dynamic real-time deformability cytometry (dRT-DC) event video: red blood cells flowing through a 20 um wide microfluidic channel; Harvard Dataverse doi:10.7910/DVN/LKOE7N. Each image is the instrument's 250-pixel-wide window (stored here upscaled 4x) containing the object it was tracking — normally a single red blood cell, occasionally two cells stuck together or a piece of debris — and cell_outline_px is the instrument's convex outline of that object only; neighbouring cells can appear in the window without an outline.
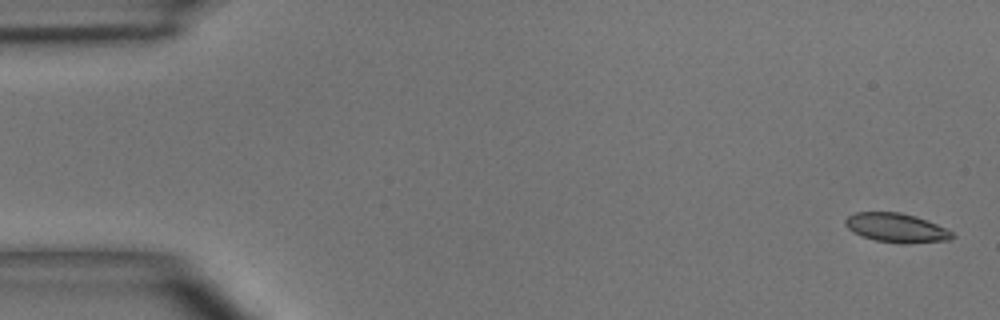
{"species": "common noctule bat (a hibernating species)", "species_latin": "Nyctalus noctula", "temperature_condition": "room temperature", "stored_images_in_passage": 6, "camera_frame_rate_fps": 3000, "um_per_image_px": 0.085, "animal": {"sex": "male", "body_mass_g": 15.6}, "frame": {"image": 1, "passage_image": 1, "time_ms": 0.0, "image_size_px": [1000, 320], "cell_outline_px": [[956, 236], [948, 240], [904, 244], [900, 244], [876, 240], [852, 232], [844, 224], [844, 220], [848, 216], [856, 212], [900, 212], [916, 216], [936, 224], [952, 232]], "centroid_in_image_um": [76.18, 19.36], "position_along_channel_um": 8.8, "area_um2": 18.09}}
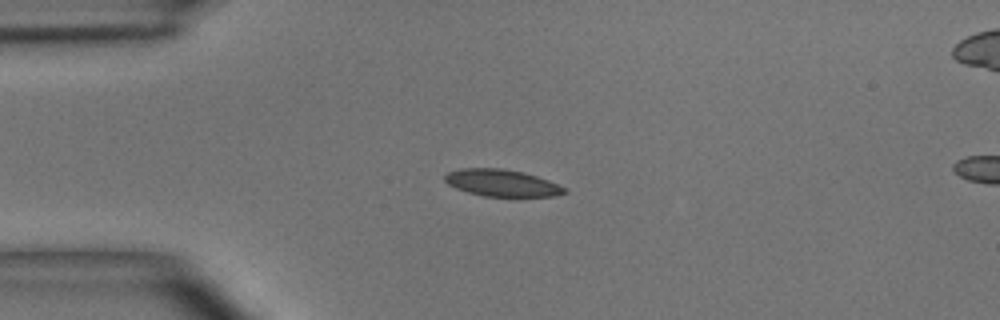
{"frame": {"image": 2, "passage_image": 4, "time_ms": 3.667, "image_size_px": [1000, 320], "cell_outline_px": [[568, 192], [552, 196], [484, 196], [468, 192], [456, 188], [448, 184], [444, 180], [444, 176], [448, 172], [460, 168], [504, 168], [524, 172], [548, 180], [568, 188]], "centroid_in_image_um": [42.66, 15.54], "position_along_channel_um": 42.3, "area_um2": 18.79}}